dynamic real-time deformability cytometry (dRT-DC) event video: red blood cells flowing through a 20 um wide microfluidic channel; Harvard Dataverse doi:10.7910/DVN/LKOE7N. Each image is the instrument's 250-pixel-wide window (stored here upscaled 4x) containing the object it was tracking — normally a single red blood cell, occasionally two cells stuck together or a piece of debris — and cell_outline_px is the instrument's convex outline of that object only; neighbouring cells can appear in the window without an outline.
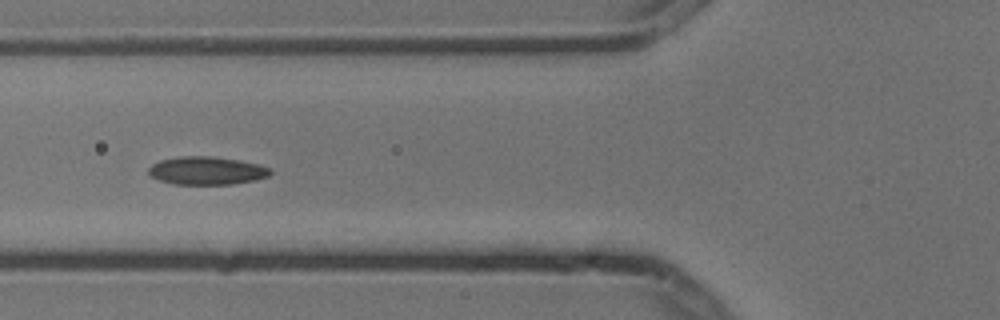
{"species": "common noctule bat (a hibernating species)", "species_latin": "Nyctalus noctula", "temperature_condition": "cold", "stored_images_in_passage": 14, "camera_frame_rate_fps": 3000, "um_per_image_px": 0.085, "animal": {"sex": "male", "body_mass_g": 13.3}, "frame": {"image": 1, "passage_image": 5, "time_ms": 1.333, "image_size_px": [1000, 320], "cell_outline_px": [[272, 172], [268, 176], [256, 180], [232, 184], [172, 184], [148, 176], [148, 168], [152, 164], [160, 160], [180, 156], [208, 156], [236, 160], [256, 164], [272, 168]], "centroid_in_image_um": [17.54, 14.51], "position_along_channel_um": 108.3, "area_um2": 19.88}}
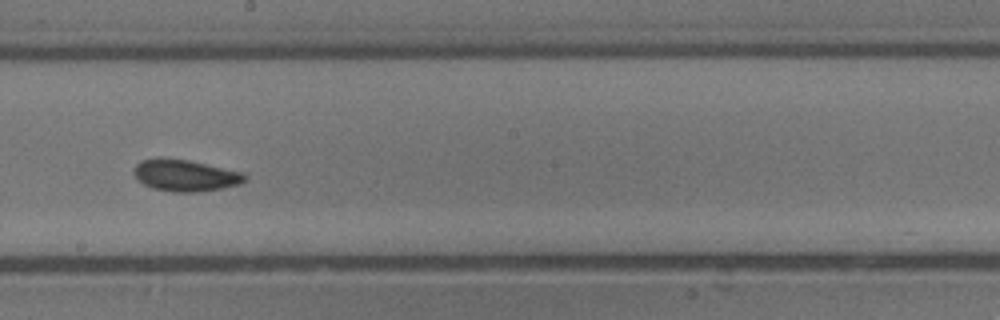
{"frame": {"image": 2, "passage_image": 8, "time_ms": 2.333, "image_size_px": [1000, 320], "cell_outline_px": [[248, 176], [240, 184], [220, 188], [196, 192], [176, 192], [152, 188], [136, 180], [132, 172], [132, 168], [140, 160], [156, 156], [160, 156], [188, 160], [244, 172]], "centroid_in_image_um": [15.67, 14.88], "position_along_channel_um": 232.5, "area_um2": 20.87}}
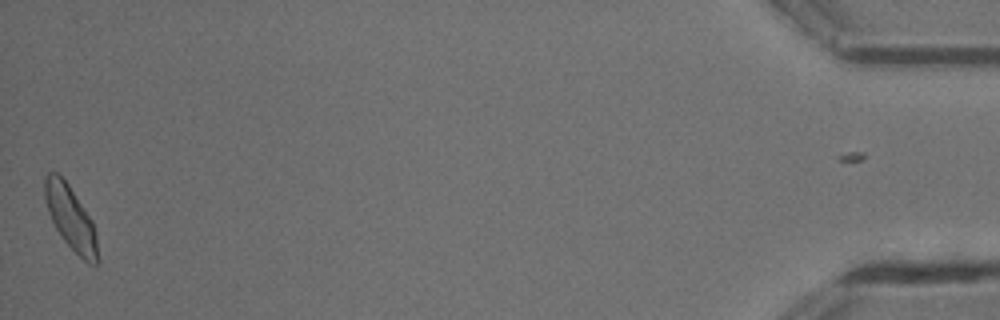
{"frame": {"image": 3, "passage_image": 14, "time_ms": 4.333, "image_size_px": [1000, 320], "cell_outline_px": [[100, 260], [96, 264], [88, 264], [64, 240], [56, 228], [48, 212], [44, 196], [44, 176], [48, 172], [56, 172], [68, 184], [92, 220], [96, 232]], "centroid_in_image_um": [6.02, 18.54], "position_along_channel_um": 429.2, "area_um2": 19.59}}